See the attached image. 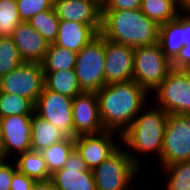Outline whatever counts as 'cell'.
I'll use <instances>...</instances> for the list:
<instances>
[{
    "label": "cell",
    "mask_w": 190,
    "mask_h": 190,
    "mask_svg": "<svg viewBox=\"0 0 190 190\" xmlns=\"http://www.w3.org/2000/svg\"><path fill=\"white\" fill-rule=\"evenodd\" d=\"M97 94L99 115L105 130L118 137L131 125L144 107L149 93L134 80L104 85Z\"/></svg>",
    "instance_id": "1"
},
{
    "label": "cell",
    "mask_w": 190,
    "mask_h": 190,
    "mask_svg": "<svg viewBox=\"0 0 190 190\" xmlns=\"http://www.w3.org/2000/svg\"><path fill=\"white\" fill-rule=\"evenodd\" d=\"M100 34L112 42L136 48L158 43L159 25L141 9L102 11Z\"/></svg>",
    "instance_id": "2"
},
{
    "label": "cell",
    "mask_w": 190,
    "mask_h": 190,
    "mask_svg": "<svg viewBox=\"0 0 190 190\" xmlns=\"http://www.w3.org/2000/svg\"><path fill=\"white\" fill-rule=\"evenodd\" d=\"M145 109L144 107V110H141V113L136 116L119 138L121 145H124L125 149L127 148L128 155L139 167L142 165H140L141 160L137 156L138 154H150L152 152L156 153L159 160L161 159L167 121V112L159 106L150 107L147 111Z\"/></svg>",
    "instance_id": "3"
},
{
    "label": "cell",
    "mask_w": 190,
    "mask_h": 190,
    "mask_svg": "<svg viewBox=\"0 0 190 190\" xmlns=\"http://www.w3.org/2000/svg\"><path fill=\"white\" fill-rule=\"evenodd\" d=\"M140 170V167L128 155L127 150L120 146L92 170L96 190H139L132 187V182Z\"/></svg>",
    "instance_id": "4"
},
{
    "label": "cell",
    "mask_w": 190,
    "mask_h": 190,
    "mask_svg": "<svg viewBox=\"0 0 190 190\" xmlns=\"http://www.w3.org/2000/svg\"><path fill=\"white\" fill-rule=\"evenodd\" d=\"M105 38L98 33L77 54L75 72L85 92H98L105 85Z\"/></svg>",
    "instance_id": "5"
},
{
    "label": "cell",
    "mask_w": 190,
    "mask_h": 190,
    "mask_svg": "<svg viewBox=\"0 0 190 190\" xmlns=\"http://www.w3.org/2000/svg\"><path fill=\"white\" fill-rule=\"evenodd\" d=\"M172 62L159 43L134 48L133 78L148 93L153 92L172 70Z\"/></svg>",
    "instance_id": "6"
},
{
    "label": "cell",
    "mask_w": 190,
    "mask_h": 190,
    "mask_svg": "<svg viewBox=\"0 0 190 190\" xmlns=\"http://www.w3.org/2000/svg\"><path fill=\"white\" fill-rule=\"evenodd\" d=\"M161 167L190 161V114L167 113Z\"/></svg>",
    "instance_id": "7"
},
{
    "label": "cell",
    "mask_w": 190,
    "mask_h": 190,
    "mask_svg": "<svg viewBox=\"0 0 190 190\" xmlns=\"http://www.w3.org/2000/svg\"><path fill=\"white\" fill-rule=\"evenodd\" d=\"M154 93L165 112L190 114V70L173 68Z\"/></svg>",
    "instance_id": "8"
},
{
    "label": "cell",
    "mask_w": 190,
    "mask_h": 190,
    "mask_svg": "<svg viewBox=\"0 0 190 190\" xmlns=\"http://www.w3.org/2000/svg\"><path fill=\"white\" fill-rule=\"evenodd\" d=\"M44 87L45 77L40 63L23 62L0 78V92L25 97L34 104Z\"/></svg>",
    "instance_id": "9"
},
{
    "label": "cell",
    "mask_w": 190,
    "mask_h": 190,
    "mask_svg": "<svg viewBox=\"0 0 190 190\" xmlns=\"http://www.w3.org/2000/svg\"><path fill=\"white\" fill-rule=\"evenodd\" d=\"M73 98L43 88L35 102L34 113L47 120L68 138H73Z\"/></svg>",
    "instance_id": "10"
},
{
    "label": "cell",
    "mask_w": 190,
    "mask_h": 190,
    "mask_svg": "<svg viewBox=\"0 0 190 190\" xmlns=\"http://www.w3.org/2000/svg\"><path fill=\"white\" fill-rule=\"evenodd\" d=\"M58 190H96L92 170H89L81 155L74 148L68 156L64 168L51 174Z\"/></svg>",
    "instance_id": "11"
},
{
    "label": "cell",
    "mask_w": 190,
    "mask_h": 190,
    "mask_svg": "<svg viewBox=\"0 0 190 190\" xmlns=\"http://www.w3.org/2000/svg\"><path fill=\"white\" fill-rule=\"evenodd\" d=\"M73 138L105 131L98 108L96 92L78 94L72 101Z\"/></svg>",
    "instance_id": "12"
},
{
    "label": "cell",
    "mask_w": 190,
    "mask_h": 190,
    "mask_svg": "<svg viewBox=\"0 0 190 190\" xmlns=\"http://www.w3.org/2000/svg\"><path fill=\"white\" fill-rule=\"evenodd\" d=\"M105 85L130 81L134 71V48L105 39Z\"/></svg>",
    "instance_id": "13"
},
{
    "label": "cell",
    "mask_w": 190,
    "mask_h": 190,
    "mask_svg": "<svg viewBox=\"0 0 190 190\" xmlns=\"http://www.w3.org/2000/svg\"><path fill=\"white\" fill-rule=\"evenodd\" d=\"M31 120L32 115H10L2 118V159L31 150Z\"/></svg>",
    "instance_id": "14"
},
{
    "label": "cell",
    "mask_w": 190,
    "mask_h": 190,
    "mask_svg": "<svg viewBox=\"0 0 190 190\" xmlns=\"http://www.w3.org/2000/svg\"><path fill=\"white\" fill-rule=\"evenodd\" d=\"M117 132L105 130L98 134L80 135L74 138L75 149L89 170L98 167L120 146L113 139Z\"/></svg>",
    "instance_id": "15"
},
{
    "label": "cell",
    "mask_w": 190,
    "mask_h": 190,
    "mask_svg": "<svg viewBox=\"0 0 190 190\" xmlns=\"http://www.w3.org/2000/svg\"><path fill=\"white\" fill-rule=\"evenodd\" d=\"M53 7L59 20L84 23L100 33L102 6L96 0H54Z\"/></svg>",
    "instance_id": "16"
},
{
    "label": "cell",
    "mask_w": 190,
    "mask_h": 190,
    "mask_svg": "<svg viewBox=\"0 0 190 190\" xmlns=\"http://www.w3.org/2000/svg\"><path fill=\"white\" fill-rule=\"evenodd\" d=\"M11 38L23 62H43L50 44L28 22H20Z\"/></svg>",
    "instance_id": "17"
},
{
    "label": "cell",
    "mask_w": 190,
    "mask_h": 190,
    "mask_svg": "<svg viewBox=\"0 0 190 190\" xmlns=\"http://www.w3.org/2000/svg\"><path fill=\"white\" fill-rule=\"evenodd\" d=\"M97 34L90 25L60 20L54 44L78 53Z\"/></svg>",
    "instance_id": "18"
},
{
    "label": "cell",
    "mask_w": 190,
    "mask_h": 190,
    "mask_svg": "<svg viewBox=\"0 0 190 190\" xmlns=\"http://www.w3.org/2000/svg\"><path fill=\"white\" fill-rule=\"evenodd\" d=\"M183 31V11L178 16L159 25L158 43L164 55L172 62L183 47L182 42Z\"/></svg>",
    "instance_id": "19"
},
{
    "label": "cell",
    "mask_w": 190,
    "mask_h": 190,
    "mask_svg": "<svg viewBox=\"0 0 190 190\" xmlns=\"http://www.w3.org/2000/svg\"><path fill=\"white\" fill-rule=\"evenodd\" d=\"M31 150L41 152L53 143L65 140L67 136L47 120L35 113L31 120Z\"/></svg>",
    "instance_id": "20"
},
{
    "label": "cell",
    "mask_w": 190,
    "mask_h": 190,
    "mask_svg": "<svg viewBox=\"0 0 190 190\" xmlns=\"http://www.w3.org/2000/svg\"><path fill=\"white\" fill-rule=\"evenodd\" d=\"M44 77L45 88L51 91L70 98H74L83 92L74 68L60 71H44Z\"/></svg>",
    "instance_id": "21"
},
{
    "label": "cell",
    "mask_w": 190,
    "mask_h": 190,
    "mask_svg": "<svg viewBox=\"0 0 190 190\" xmlns=\"http://www.w3.org/2000/svg\"><path fill=\"white\" fill-rule=\"evenodd\" d=\"M16 158L17 170L25 174L28 177L34 178L35 180H46L51 178L43 155L37 151H27Z\"/></svg>",
    "instance_id": "22"
},
{
    "label": "cell",
    "mask_w": 190,
    "mask_h": 190,
    "mask_svg": "<svg viewBox=\"0 0 190 190\" xmlns=\"http://www.w3.org/2000/svg\"><path fill=\"white\" fill-rule=\"evenodd\" d=\"M77 54L67 48L50 44L41 63L43 71H60L75 68Z\"/></svg>",
    "instance_id": "23"
},
{
    "label": "cell",
    "mask_w": 190,
    "mask_h": 190,
    "mask_svg": "<svg viewBox=\"0 0 190 190\" xmlns=\"http://www.w3.org/2000/svg\"><path fill=\"white\" fill-rule=\"evenodd\" d=\"M74 148V138L67 137L65 140L53 143L51 146L40 152L43 155L50 174H53L56 170L64 168L68 156Z\"/></svg>",
    "instance_id": "24"
},
{
    "label": "cell",
    "mask_w": 190,
    "mask_h": 190,
    "mask_svg": "<svg viewBox=\"0 0 190 190\" xmlns=\"http://www.w3.org/2000/svg\"><path fill=\"white\" fill-rule=\"evenodd\" d=\"M140 9L146 17L155 21L158 25L175 19L181 12L169 0H142Z\"/></svg>",
    "instance_id": "25"
},
{
    "label": "cell",
    "mask_w": 190,
    "mask_h": 190,
    "mask_svg": "<svg viewBox=\"0 0 190 190\" xmlns=\"http://www.w3.org/2000/svg\"><path fill=\"white\" fill-rule=\"evenodd\" d=\"M59 19L54 7L39 12L28 23L49 43L54 44L58 34Z\"/></svg>",
    "instance_id": "26"
},
{
    "label": "cell",
    "mask_w": 190,
    "mask_h": 190,
    "mask_svg": "<svg viewBox=\"0 0 190 190\" xmlns=\"http://www.w3.org/2000/svg\"><path fill=\"white\" fill-rule=\"evenodd\" d=\"M35 104L22 96L0 92V117L33 115Z\"/></svg>",
    "instance_id": "27"
},
{
    "label": "cell",
    "mask_w": 190,
    "mask_h": 190,
    "mask_svg": "<svg viewBox=\"0 0 190 190\" xmlns=\"http://www.w3.org/2000/svg\"><path fill=\"white\" fill-rule=\"evenodd\" d=\"M162 169L169 175L166 190H190V161L166 165Z\"/></svg>",
    "instance_id": "28"
},
{
    "label": "cell",
    "mask_w": 190,
    "mask_h": 190,
    "mask_svg": "<svg viewBox=\"0 0 190 190\" xmlns=\"http://www.w3.org/2000/svg\"><path fill=\"white\" fill-rule=\"evenodd\" d=\"M23 63L11 36H0V78Z\"/></svg>",
    "instance_id": "29"
},
{
    "label": "cell",
    "mask_w": 190,
    "mask_h": 190,
    "mask_svg": "<svg viewBox=\"0 0 190 190\" xmlns=\"http://www.w3.org/2000/svg\"><path fill=\"white\" fill-rule=\"evenodd\" d=\"M22 22L16 0H0V36H11Z\"/></svg>",
    "instance_id": "30"
},
{
    "label": "cell",
    "mask_w": 190,
    "mask_h": 190,
    "mask_svg": "<svg viewBox=\"0 0 190 190\" xmlns=\"http://www.w3.org/2000/svg\"><path fill=\"white\" fill-rule=\"evenodd\" d=\"M182 42L183 47L172 61V68L190 70V10L183 11Z\"/></svg>",
    "instance_id": "31"
},
{
    "label": "cell",
    "mask_w": 190,
    "mask_h": 190,
    "mask_svg": "<svg viewBox=\"0 0 190 190\" xmlns=\"http://www.w3.org/2000/svg\"><path fill=\"white\" fill-rule=\"evenodd\" d=\"M19 16L28 22L39 12L53 8L54 0H16Z\"/></svg>",
    "instance_id": "32"
},
{
    "label": "cell",
    "mask_w": 190,
    "mask_h": 190,
    "mask_svg": "<svg viewBox=\"0 0 190 190\" xmlns=\"http://www.w3.org/2000/svg\"><path fill=\"white\" fill-rule=\"evenodd\" d=\"M17 171L16 163H8L7 159L0 160V190H10L12 177Z\"/></svg>",
    "instance_id": "33"
},
{
    "label": "cell",
    "mask_w": 190,
    "mask_h": 190,
    "mask_svg": "<svg viewBox=\"0 0 190 190\" xmlns=\"http://www.w3.org/2000/svg\"><path fill=\"white\" fill-rule=\"evenodd\" d=\"M142 0H107L102 5V11L140 9Z\"/></svg>",
    "instance_id": "34"
},
{
    "label": "cell",
    "mask_w": 190,
    "mask_h": 190,
    "mask_svg": "<svg viewBox=\"0 0 190 190\" xmlns=\"http://www.w3.org/2000/svg\"><path fill=\"white\" fill-rule=\"evenodd\" d=\"M34 182V178L17 171L12 177L10 190H31Z\"/></svg>",
    "instance_id": "35"
},
{
    "label": "cell",
    "mask_w": 190,
    "mask_h": 190,
    "mask_svg": "<svg viewBox=\"0 0 190 190\" xmlns=\"http://www.w3.org/2000/svg\"><path fill=\"white\" fill-rule=\"evenodd\" d=\"M31 190H58L52 179H46V180H35Z\"/></svg>",
    "instance_id": "36"
},
{
    "label": "cell",
    "mask_w": 190,
    "mask_h": 190,
    "mask_svg": "<svg viewBox=\"0 0 190 190\" xmlns=\"http://www.w3.org/2000/svg\"><path fill=\"white\" fill-rule=\"evenodd\" d=\"M174 3L181 11H185V4L184 0H169Z\"/></svg>",
    "instance_id": "37"
},
{
    "label": "cell",
    "mask_w": 190,
    "mask_h": 190,
    "mask_svg": "<svg viewBox=\"0 0 190 190\" xmlns=\"http://www.w3.org/2000/svg\"><path fill=\"white\" fill-rule=\"evenodd\" d=\"M2 142H3V125H2V117H0V154L2 152Z\"/></svg>",
    "instance_id": "38"
},
{
    "label": "cell",
    "mask_w": 190,
    "mask_h": 190,
    "mask_svg": "<svg viewBox=\"0 0 190 190\" xmlns=\"http://www.w3.org/2000/svg\"><path fill=\"white\" fill-rule=\"evenodd\" d=\"M184 4H185V11L190 10V0H184Z\"/></svg>",
    "instance_id": "39"
},
{
    "label": "cell",
    "mask_w": 190,
    "mask_h": 190,
    "mask_svg": "<svg viewBox=\"0 0 190 190\" xmlns=\"http://www.w3.org/2000/svg\"><path fill=\"white\" fill-rule=\"evenodd\" d=\"M101 6L107 1V0H96Z\"/></svg>",
    "instance_id": "40"
}]
</instances>
